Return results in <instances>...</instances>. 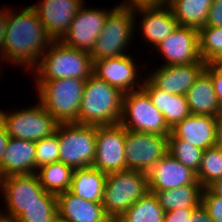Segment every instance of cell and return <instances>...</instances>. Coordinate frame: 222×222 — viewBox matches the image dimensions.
<instances>
[{"instance_id": "9c48e42d", "label": "cell", "mask_w": 222, "mask_h": 222, "mask_svg": "<svg viewBox=\"0 0 222 222\" xmlns=\"http://www.w3.org/2000/svg\"><path fill=\"white\" fill-rule=\"evenodd\" d=\"M0 190L7 206L6 213L0 214L15 220L33 203L57 202V195L43 189L36 173L3 177Z\"/></svg>"}, {"instance_id": "7402d4cb", "label": "cell", "mask_w": 222, "mask_h": 222, "mask_svg": "<svg viewBox=\"0 0 222 222\" xmlns=\"http://www.w3.org/2000/svg\"><path fill=\"white\" fill-rule=\"evenodd\" d=\"M36 144L9 137L2 159V178L35 173Z\"/></svg>"}, {"instance_id": "e0dca14e", "label": "cell", "mask_w": 222, "mask_h": 222, "mask_svg": "<svg viewBox=\"0 0 222 222\" xmlns=\"http://www.w3.org/2000/svg\"><path fill=\"white\" fill-rule=\"evenodd\" d=\"M205 67L206 63L203 61L183 65H161L146 78L155 87L169 94L185 95Z\"/></svg>"}, {"instance_id": "d6986e66", "label": "cell", "mask_w": 222, "mask_h": 222, "mask_svg": "<svg viewBox=\"0 0 222 222\" xmlns=\"http://www.w3.org/2000/svg\"><path fill=\"white\" fill-rule=\"evenodd\" d=\"M147 180L149 191H163L193 184L197 178L194 171L167 153L147 172Z\"/></svg>"}, {"instance_id": "2e32d148", "label": "cell", "mask_w": 222, "mask_h": 222, "mask_svg": "<svg viewBox=\"0 0 222 222\" xmlns=\"http://www.w3.org/2000/svg\"><path fill=\"white\" fill-rule=\"evenodd\" d=\"M84 3V0H42L31 6L52 39L60 40Z\"/></svg>"}, {"instance_id": "cb8c5ba5", "label": "cell", "mask_w": 222, "mask_h": 222, "mask_svg": "<svg viewBox=\"0 0 222 222\" xmlns=\"http://www.w3.org/2000/svg\"><path fill=\"white\" fill-rule=\"evenodd\" d=\"M190 113L218 117L222 112L211 77L203 71L185 94Z\"/></svg>"}, {"instance_id": "484cf974", "label": "cell", "mask_w": 222, "mask_h": 222, "mask_svg": "<svg viewBox=\"0 0 222 222\" xmlns=\"http://www.w3.org/2000/svg\"><path fill=\"white\" fill-rule=\"evenodd\" d=\"M150 192L155 195L166 213L174 209L196 208L201 205L203 186L196 180L193 184L174 189Z\"/></svg>"}, {"instance_id": "4316f807", "label": "cell", "mask_w": 222, "mask_h": 222, "mask_svg": "<svg viewBox=\"0 0 222 222\" xmlns=\"http://www.w3.org/2000/svg\"><path fill=\"white\" fill-rule=\"evenodd\" d=\"M166 4L179 25L200 29L205 26L212 0H170Z\"/></svg>"}, {"instance_id": "f1b7e54d", "label": "cell", "mask_w": 222, "mask_h": 222, "mask_svg": "<svg viewBox=\"0 0 222 222\" xmlns=\"http://www.w3.org/2000/svg\"><path fill=\"white\" fill-rule=\"evenodd\" d=\"M164 210L152 192L138 199L120 218L121 222H162Z\"/></svg>"}, {"instance_id": "7dc6e473", "label": "cell", "mask_w": 222, "mask_h": 222, "mask_svg": "<svg viewBox=\"0 0 222 222\" xmlns=\"http://www.w3.org/2000/svg\"><path fill=\"white\" fill-rule=\"evenodd\" d=\"M170 0H158V4H162V3H168Z\"/></svg>"}, {"instance_id": "30bf717a", "label": "cell", "mask_w": 222, "mask_h": 222, "mask_svg": "<svg viewBox=\"0 0 222 222\" xmlns=\"http://www.w3.org/2000/svg\"><path fill=\"white\" fill-rule=\"evenodd\" d=\"M0 110L9 137L37 142L56 133L59 122L38 102L34 107L7 113Z\"/></svg>"}, {"instance_id": "83f0119b", "label": "cell", "mask_w": 222, "mask_h": 222, "mask_svg": "<svg viewBox=\"0 0 222 222\" xmlns=\"http://www.w3.org/2000/svg\"><path fill=\"white\" fill-rule=\"evenodd\" d=\"M73 174L74 169L61 161L44 165L36 171L40 185L54 195L70 190Z\"/></svg>"}, {"instance_id": "8fae6325", "label": "cell", "mask_w": 222, "mask_h": 222, "mask_svg": "<svg viewBox=\"0 0 222 222\" xmlns=\"http://www.w3.org/2000/svg\"><path fill=\"white\" fill-rule=\"evenodd\" d=\"M168 153V135L126 129V169L147 173Z\"/></svg>"}, {"instance_id": "60d3db41", "label": "cell", "mask_w": 222, "mask_h": 222, "mask_svg": "<svg viewBox=\"0 0 222 222\" xmlns=\"http://www.w3.org/2000/svg\"><path fill=\"white\" fill-rule=\"evenodd\" d=\"M0 9V57L3 59L4 56V39H5V33H6V25H7V9L5 10Z\"/></svg>"}, {"instance_id": "6da1fadb", "label": "cell", "mask_w": 222, "mask_h": 222, "mask_svg": "<svg viewBox=\"0 0 222 222\" xmlns=\"http://www.w3.org/2000/svg\"><path fill=\"white\" fill-rule=\"evenodd\" d=\"M14 11V12H13ZM3 62L32 70L54 41L30 5L19 12L7 8Z\"/></svg>"}, {"instance_id": "5bb4252c", "label": "cell", "mask_w": 222, "mask_h": 222, "mask_svg": "<svg viewBox=\"0 0 222 222\" xmlns=\"http://www.w3.org/2000/svg\"><path fill=\"white\" fill-rule=\"evenodd\" d=\"M156 48L166 59L164 66L203 61L199 53L198 29L193 27L178 25Z\"/></svg>"}, {"instance_id": "d4e9b609", "label": "cell", "mask_w": 222, "mask_h": 222, "mask_svg": "<svg viewBox=\"0 0 222 222\" xmlns=\"http://www.w3.org/2000/svg\"><path fill=\"white\" fill-rule=\"evenodd\" d=\"M107 173L90 167L74 169L70 192L90 202L102 203Z\"/></svg>"}, {"instance_id": "44dd1931", "label": "cell", "mask_w": 222, "mask_h": 222, "mask_svg": "<svg viewBox=\"0 0 222 222\" xmlns=\"http://www.w3.org/2000/svg\"><path fill=\"white\" fill-rule=\"evenodd\" d=\"M58 217L67 222H107L102 203L90 202L70 191L57 195Z\"/></svg>"}, {"instance_id": "74e56055", "label": "cell", "mask_w": 222, "mask_h": 222, "mask_svg": "<svg viewBox=\"0 0 222 222\" xmlns=\"http://www.w3.org/2000/svg\"><path fill=\"white\" fill-rule=\"evenodd\" d=\"M195 208L174 209L164 214L162 222H186Z\"/></svg>"}, {"instance_id": "7a4b0ae2", "label": "cell", "mask_w": 222, "mask_h": 222, "mask_svg": "<svg viewBox=\"0 0 222 222\" xmlns=\"http://www.w3.org/2000/svg\"><path fill=\"white\" fill-rule=\"evenodd\" d=\"M124 93L93 74L86 79L78 124L104 126L120 123Z\"/></svg>"}, {"instance_id": "8992f818", "label": "cell", "mask_w": 222, "mask_h": 222, "mask_svg": "<svg viewBox=\"0 0 222 222\" xmlns=\"http://www.w3.org/2000/svg\"><path fill=\"white\" fill-rule=\"evenodd\" d=\"M136 15L133 7L114 6L106 17L94 48L89 53L92 61L127 54L125 50L128 48V44H131L129 42L133 40Z\"/></svg>"}, {"instance_id": "836d02e7", "label": "cell", "mask_w": 222, "mask_h": 222, "mask_svg": "<svg viewBox=\"0 0 222 222\" xmlns=\"http://www.w3.org/2000/svg\"><path fill=\"white\" fill-rule=\"evenodd\" d=\"M35 173L40 167L59 161L58 134L42 138L35 142Z\"/></svg>"}, {"instance_id": "9a60e30c", "label": "cell", "mask_w": 222, "mask_h": 222, "mask_svg": "<svg viewBox=\"0 0 222 222\" xmlns=\"http://www.w3.org/2000/svg\"><path fill=\"white\" fill-rule=\"evenodd\" d=\"M131 54L119 57L93 61L92 74L117 88L122 93L138 90L143 87V81L137 82L138 73ZM135 87V88H134Z\"/></svg>"}, {"instance_id": "4dcf8cb0", "label": "cell", "mask_w": 222, "mask_h": 222, "mask_svg": "<svg viewBox=\"0 0 222 222\" xmlns=\"http://www.w3.org/2000/svg\"><path fill=\"white\" fill-rule=\"evenodd\" d=\"M203 152L202 148L176 138L172 133L168 135V153L195 173L200 167Z\"/></svg>"}, {"instance_id": "d590c367", "label": "cell", "mask_w": 222, "mask_h": 222, "mask_svg": "<svg viewBox=\"0 0 222 222\" xmlns=\"http://www.w3.org/2000/svg\"><path fill=\"white\" fill-rule=\"evenodd\" d=\"M204 71L211 77L222 112V64L219 62L207 63Z\"/></svg>"}, {"instance_id": "ee69618b", "label": "cell", "mask_w": 222, "mask_h": 222, "mask_svg": "<svg viewBox=\"0 0 222 222\" xmlns=\"http://www.w3.org/2000/svg\"><path fill=\"white\" fill-rule=\"evenodd\" d=\"M217 141L216 145L222 148V113L217 117Z\"/></svg>"}, {"instance_id": "ba28073f", "label": "cell", "mask_w": 222, "mask_h": 222, "mask_svg": "<svg viewBox=\"0 0 222 222\" xmlns=\"http://www.w3.org/2000/svg\"><path fill=\"white\" fill-rule=\"evenodd\" d=\"M120 124L131 131L159 135L171 133L164 115L154 106L143 88L124 94Z\"/></svg>"}, {"instance_id": "1f68e13d", "label": "cell", "mask_w": 222, "mask_h": 222, "mask_svg": "<svg viewBox=\"0 0 222 222\" xmlns=\"http://www.w3.org/2000/svg\"><path fill=\"white\" fill-rule=\"evenodd\" d=\"M196 178L203 188H207L211 183L222 178L221 147L216 145L204 150Z\"/></svg>"}, {"instance_id": "7c38bea8", "label": "cell", "mask_w": 222, "mask_h": 222, "mask_svg": "<svg viewBox=\"0 0 222 222\" xmlns=\"http://www.w3.org/2000/svg\"><path fill=\"white\" fill-rule=\"evenodd\" d=\"M126 129L120 124L97 126L92 167L104 173L126 170Z\"/></svg>"}, {"instance_id": "d6a6232c", "label": "cell", "mask_w": 222, "mask_h": 222, "mask_svg": "<svg viewBox=\"0 0 222 222\" xmlns=\"http://www.w3.org/2000/svg\"><path fill=\"white\" fill-rule=\"evenodd\" d=\"M58 218L57 202H36L26 208L17 222H55Z\"/></svg>"}, {"instance_id": "ab89813d", "label": "cell", "mask_w": 222, "mask_h": 222, "mask_svg": "<svg viewBox=\"0 0 222 222\" xmlns=\"http://www.w3.org/2000/svg\"><path fill=\"white\" fill-rule=\"evenodd\" d=\"M9 140V134L6 131V127L0 118V178H2V159L7 142Z\"/></svg>"}, {"instance_id": "bcb514c9", "label": "cell", "mask_w": 222, "mask_h": 222, "mask_svg": "<svg viewBox=\"0 0 222 222\" xmlns=\"http://www.w3.org/2000/svg\"><path fill=\"white\" fill-rule=\"evenodd\" d=\"M107 222H121L119 219L110 218Z\"/></svg>"}, {"instance_id": "603a6c76", "label": "cell", "mask_w": 222, "mask_h": 222, "mask_svg": "<svg viewBox=\"0 0 222 222\" xmlns=\"http://www.w3.org/2000/svg\"><path fill=\"white\" fill-rule=\"evenodd\" d=\"M143 80V89L149 94L154 106L164 115L170 129L189 116L190 110L185 95H174L155 87L147 78Z\"/></svg>"}, {"instance_id": "b9f144b4", "label": "cell", "mask_w": 222, "mask_h": 222, "mask_svg": "<svg viewBox=\"0 0 222 222\" xmlns=\"http://www.w3.org/2000/svg\"><path fill=\"white\" fill-rule=\"evenodd\" d=\"M158 4V0H126L122 2L120 5L121 7H136L139 5H153Z\"/></svg>"}, {"instance_id": "f546056e", "label": "cell", "mask_w": 222, "mask_h": 222, "mask_svg": "<svg viewBox=\"0 0 222 222\" xmlns=\"http://www.w3.org/2000/svg\"><path fill=\"white\" fill-rule=\"evenodd\" d=\"M199 53L203 62L222 59V27L204 26L198 29Z\"/></svg>"}, {"instance_id": "f35d334b", "label": "cell", "mask_w": 222, "mask_h": 222, "mask_svg": "<svg viewBox=\"0 0 222 222\" xmlns=\"http://www.w3.org/2000/svg\"><path fill=\"white\" fill-rule=\"evenodd\" d=\"M186 222H213L207 210L201 205L196 207Z\"/></svg>"}, {"instance_id": "ffe728a7", "label": "cell", "mask_w": 222, "mask_h": 222, "mask_svg": "<svg viewBox=\"0 0 222 222\" xmlns=\"http://www.w3.org/2000/svg\"><path fill=\"white\" fill-rule=\"evenodd\" d=\"M217 117L190 114L175 127L171 133L181 140L206 150L216 146Z\"/></svg>"}, {"instance_id": "ac0fdd59", "label": "cell", "mask_w": 222, "mask_h": 222, "mask_svg": "<svg viewBox=\"0 0 222 222\" xmlns=\"http://www.w3.org/2000/svg\"><path fill=\"white\" fill-rule=\"evenodd\" d=\"M167 7V8H166ZM133 12L141 14L140 28L142 38L154 47L172 34L178 27L170 7L165 4L139 5L133 7Z\"/></svg>"}, {"instance_id": "e575fe53", "label": "cell", "mask_w": 222, "mask_h": 222, "mask_svg": "<svg viewBox=\"0 0 222 222\" xmlns=\"http://www.w3.org/2000/svg\"><path fill=\"white\" fill-rule=\"evenodd\" d=\"M202 206L207 210L213 222H222V198L203 188Z\"/></svg>"}, {"instance_id": "c3c4849f", "label": "cell", "mask_w": 222, "mask_h": 222, "mask_svg": "<svg viewBox=\"0 0 222 222\" xmlns=\"http://www.w3.org/2000/svg\"><path fill=\"white\" fill-rule=\"evenodd\" d=\"M55 222H67V221H64L62 219H60L59 217L55 220Z\"/></svg>"}, {"instance_id": "4fadbf2b", "label": "cell", "mask_w": 222, "mask_h": 222, "mask_svg": "<svg viewBox=\"0 0 222 222\" xmlns=\"http://www.w3.org/2000/svg\"><path fill=\"white\" fill-rule=\"evenodd\" d=\"M86 8L83 5L77 12L60 41L68 47L90 53L112 9Z\"/></svg>"}, {"instance_id": "7bdbcfd3", "label": "cell", "mask_w": 222, "mask_h": 222, "mask_svg": "<svg viewBox=\"0 0 222 222\" xmlns=\"http://www.w3.org/2000/svg\"><path fill=\"white\" fill-rule=\"evenodd\" d=\"M214 195L222 198V178L214 181L207 187Z\"/></svg>"}, {"instance_id": "3957f363", "label": "cell", "mask_w": 222, "mask_h": 222, "mask_svg": "<svg viewBox=\"0 0 222 222\" xmlns=\"http://www.w3.org/2000/svg\"><path fill=\"white\" fill-rule=\"evenodd\" d=\"M33 68L35 79H87L92 75L93 61L89 52L77 50L54 40Z\"/></svg>"}, {"instance_id": "8d00e7d4", "label": "cell", "mask_w": 222, "mask_h": 222, "mask_svg": "<svg viewBox=\"0 0 222 222\" xmlns=\"http://www.w3.org/2000/svg\"><path fill=\"white\" fill-rule=\"evenodd\" d=\"M205 26L222 27V0H212Z\"/></svg>"}, {"instance_id": "f6af8a7d", "label": "cell", "mask_w": 222, "mask_h": 222, "mask_svg": "<svg viewBox=\"0 0 222 222\" xmlns=\"http://www.w3.org/2000/svg\"><path fill=\"white\" fill-rule=\"evenodd\" d=\"M0 222H17V221H16L15 219L2 216V215L0 214Z\"/></svg>"}, {"instance_id": "277c9868", "label": "cell", "mask_w": 222, "mask_h": 222, "mask_svg": "<svg viewBox=\"0 0 222 222\" xmlns=\"http://www.w3.org/2000/svg\"><path fill=\"white\" fill-rule=\"evenodd\" d=\"M39 103L59 122L77 123L86 79L36 80Z\"/></svg>"}, {"instance_id": "52a82bcc", "label": "cell", "mask_w": 222, "mask_h": 222, "mask_svg": "<svg viewBox=\"0 0 222 222\" xmlns=\"http://www.w3.org/2000/svg\"><path fill=\"white\" fill-rule=\"evenodd\" d=\"M97 126L59 123V161L72 169L92 166L96 151Z\"/></svg>"}, {"instance_id": "5b68a950", "label": "cell", "mask_w": 222, "mask_h": 222, "mask_svg": "<svg viewBox=\"0 0 222 222\" xmlns=\"http://www.w3.org/2000/svg\"><path fill=\"white\" fill-rule=\"evenodd\" d=\"M148 189L147 173L123 170L107 173L102 205L109 218L119 219Z\"/></svg>"}]
</instances>
